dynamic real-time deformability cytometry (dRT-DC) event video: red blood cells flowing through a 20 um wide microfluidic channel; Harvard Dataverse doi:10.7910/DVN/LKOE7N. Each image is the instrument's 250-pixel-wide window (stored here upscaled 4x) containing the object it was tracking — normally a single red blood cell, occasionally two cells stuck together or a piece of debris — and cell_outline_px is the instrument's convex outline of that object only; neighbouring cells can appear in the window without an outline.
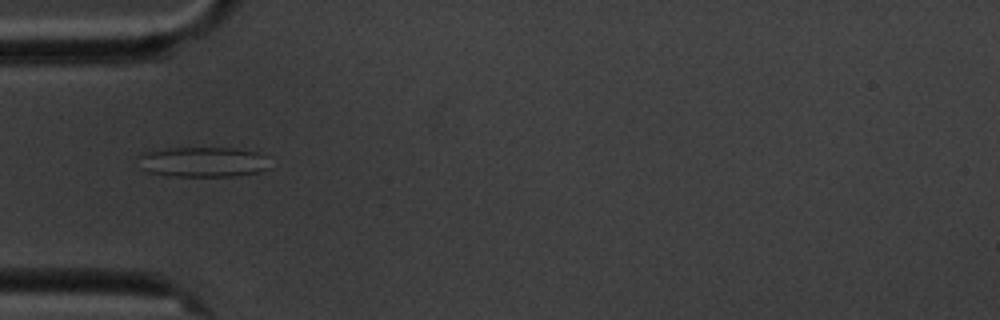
{"species": "common noctule bat (a hibernating species)", "species_latin": "Nyctalus noctula", "temperature_condition": "cold", "stored_images_in_passage": 6, "camera_frame_rate_fps": 3000, "um_per_image_px": 0.085, "animal": {"sex": "male", "body_mass_g": 20.1, "forearm_length_mm": 53.5}, "frame": {"image": 1, "passage_image": 1, "time_ms": 0.0, "image_size_px": [1000, 320], "cell_outline_px": [[268, 168], [260, 172], [232, 176], [168, 176], [148, 172], [140, 168], [136, 156], [140, 152], [168, 148], [232, 148], [256, 152], [264, 156]], "centroid_in_image_um": [17.13, 13.77], "position_along_channel_um": 67.9, "area_um2": 23.24}}
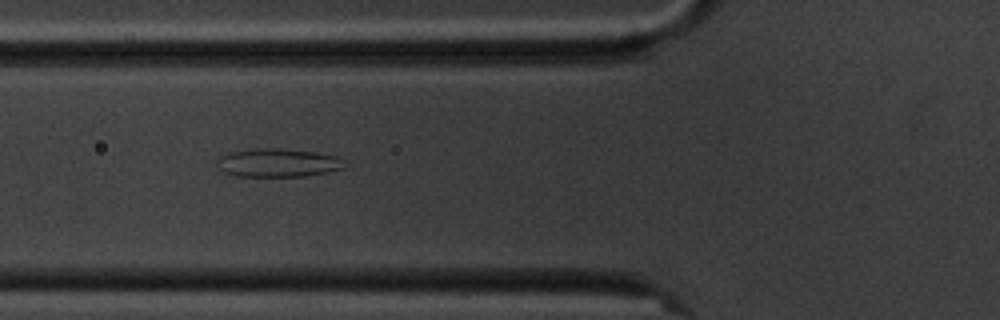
{"frame": {"image": 2, "passage_image": 2, "time_ms": 1.0, "image_size_px": [1000, 320], "cell_outline_px": [[348, 164], [344, 168], [328, 172], [304, 176], [236, 176], [224, 172], [220, 168], [216, 160], [220, 156], [232, 152], [256, 148], [276, 148], [316, 152], [336, 156]], "centroid_in_image_um": [23.65, 13.84], "position_along_channel_um": 102.2, "area_um2": 21.04}}
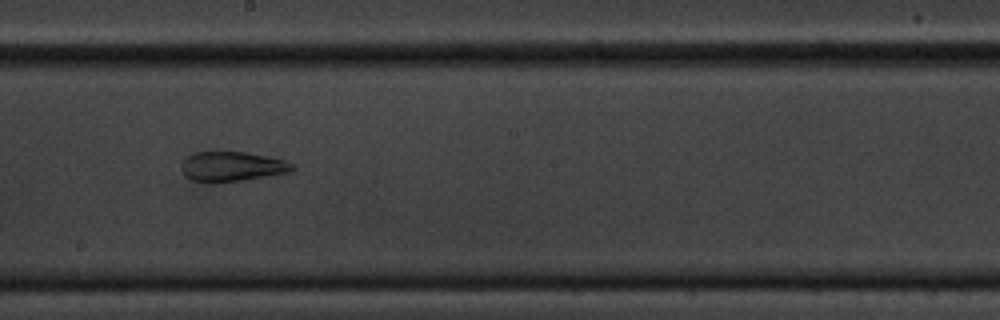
{"frame": {"image": 3, "passage_image": 5, "time_ms": 4.667, "image_size_px": [1000, 320], "cell_outline_px": [[296, 168], [288, 172], [244, 180], [216, 184], [208, 184], [192, 180], [184, 176], [184, 160], [192, 152], [244, 152], [268, 156], [284, 160], [296, 164]], "centroid_in_image_um": [19.74, 14.17], "position_along_channel_um": 228.5, "area_um2": 19.42}}